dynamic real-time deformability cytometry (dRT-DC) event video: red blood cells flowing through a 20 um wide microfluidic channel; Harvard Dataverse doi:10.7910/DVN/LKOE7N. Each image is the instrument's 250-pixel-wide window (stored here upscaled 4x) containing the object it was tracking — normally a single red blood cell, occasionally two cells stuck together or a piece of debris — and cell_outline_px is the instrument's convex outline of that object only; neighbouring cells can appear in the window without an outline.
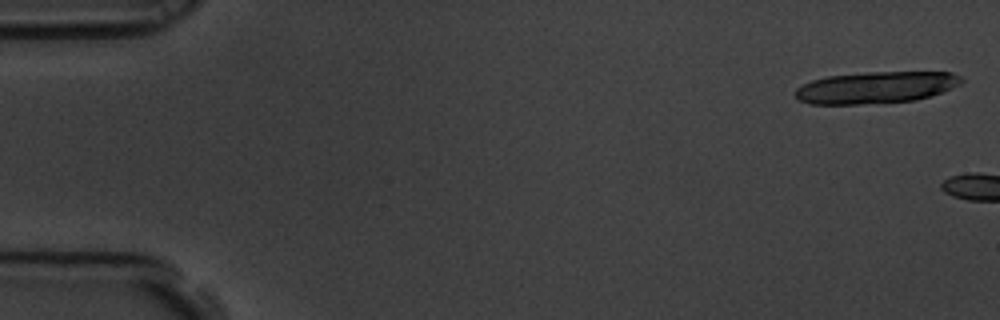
{"species": "common noctule bat (a hibernating species)", "species_latin": "Nyctalus noctula", "temperature_condition": "room temperature", "stored_images_in_passage": 6, "camera_frame_rate_fps": 3000, "um_per_image_px": 0.085, "animal": {"sex": "male", "body_mass_g": 19.5, "forearm_length_mm": 54.6}, "frame": {"image": 1, "passage_image": 2, "time_ms": 0.333, "image_size_px": [1000, 320], "cell_outline_px": [[964, 80], [960, 84], [952, 88], [916, 100], [856, 104], [808, 104], [800, 100], [792, 92], [796, 88], [812, 80], [828, 76], [868, 72], [952, 72], [960, 76]], "centroid_in_image_um": [74.43, 7.43], "position_along_channel_um": 10.6, "area_um2": 30.58}}